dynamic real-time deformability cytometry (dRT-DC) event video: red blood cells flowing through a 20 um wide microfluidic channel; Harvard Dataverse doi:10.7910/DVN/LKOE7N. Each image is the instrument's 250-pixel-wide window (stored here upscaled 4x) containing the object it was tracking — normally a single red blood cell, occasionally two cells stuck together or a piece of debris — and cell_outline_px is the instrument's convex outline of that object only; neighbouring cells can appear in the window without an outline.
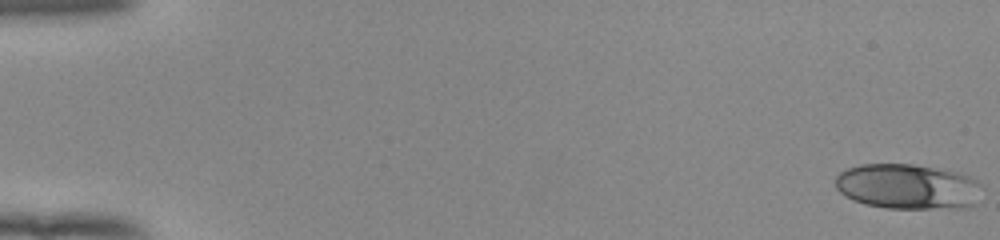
{"species": "human", "species_latin": "Homo sapiens", "temperature_condition": "room temperature", "stored_images_in_passage": 53, "camera_frame_rate_fps": 3000, "um_per_image_px": 0.085, "donor": {"sex": "female"}, "frame": {"image": 1, "passage_image": 1, "time_ms": 0.0, "image_size_px": [1000, 240], "cell_outline_px": [[980, 184], [976, 204], [964, 208], [888, 208], [864, 204], [840, 192], [836, 188], [836, 176], [840, 172], [848, 168], [860, 164], [912, 164], [960, 172], [976, 180]], "centroid_in_image_um": [77.16, 15.85], "position_along_channel_um": 7.8, "area_um2": 38.49}}
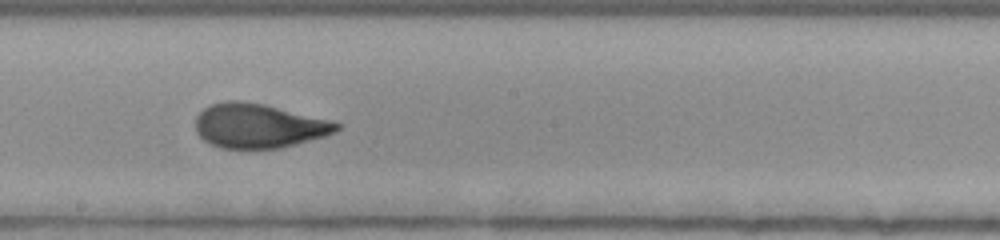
{"frame": {"image": 2, "passage_image": 31, "time_ms": 10.0, "image_size_px": [1000, 240], "cell_outline_px": [[340, 128], [336, 132], [324, 136], [280, 148], [220, 148], [204, 140], [196, 132], [196, 116], [204, 108], [212, 104], [228, 100], [240, 100], [264, 104], [340, 124]], "centroid_in_image_um": [21.92, 10.7], "position_along_channel_um": 226.3, "area_um2": 35.84}}
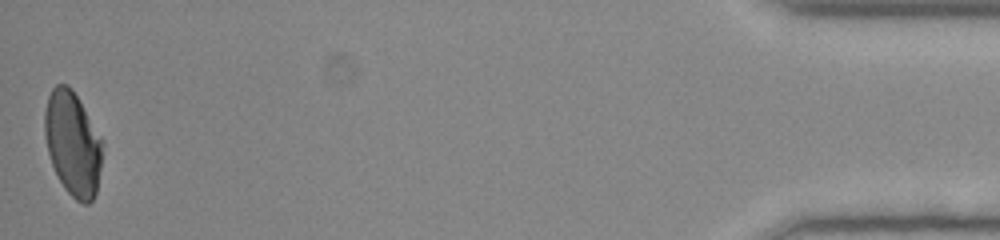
{"frame": {"image": 3, "passage_image": 53, "time_ms": 17.333, "image_size_px": [1000, 240], "cell_outline_px": [[104, 140], [100, 168], [96, 192], [92, 200], [88, 204], [84, 204], [76, 200], [64, 188], [52, 164], [48, 152], [44, 136], [44, 112], [48, 96], [52, 88], [56, 84], [68, 84], [72, 88]], "centroid_in_image_um": [6.19, 12.17], "position_along_channel_um": 429.0, "area_um2": 35.26}, "authors_computed_cell_mechanics": {"area_um2": 36.414, "velocity_mm_per_s": 3.9379, "shape_relaxation_time_tau1_ms": 8.0068, "shape_relaxation_time_tau2_ms": 0.9157, "deformation_change_tau1": 0.2218, "deformation_change_tau2": 0.0625}}